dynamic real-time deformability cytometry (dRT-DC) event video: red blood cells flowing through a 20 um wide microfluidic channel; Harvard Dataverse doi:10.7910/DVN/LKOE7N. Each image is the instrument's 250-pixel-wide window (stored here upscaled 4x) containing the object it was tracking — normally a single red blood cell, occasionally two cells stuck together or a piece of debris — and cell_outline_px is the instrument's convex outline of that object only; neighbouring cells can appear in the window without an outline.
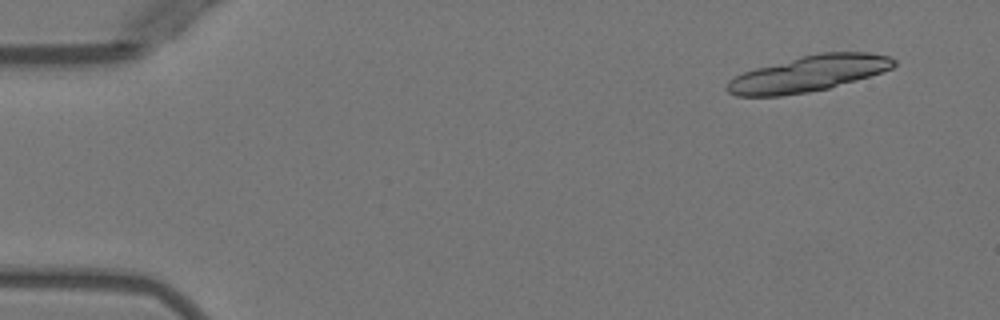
{"species": "Egyptian fruit bat (a non-hibernating species)", "species_latin": "Rousettus aegyptiacus", "temperature_condition": "warm", "stored_images_in_passage": 5, "camera_frame_rate_fps": 3000, "um_per_image_px": 0.085, "animal": {"sex": "female"}, "frame": {"image": 1, "passage_image": 1, "time_ms": 0.0, "image_size_px": [1000, 320], "cell_outline_px": [[896, 64], [892, 68], [856, 80], [828, 88], [808, 92], [780, 96], [736, 96], [728, 92], [724, 88], [728, 80], [744, 72], [756, 68], [800, 56], [820, 52], [868, 52], [888, 56], [896, 60]], "centroid_in_image_um": [68.69, 6.26], "position_along_channel_um": 16.3, "area_um2": 34.74}}
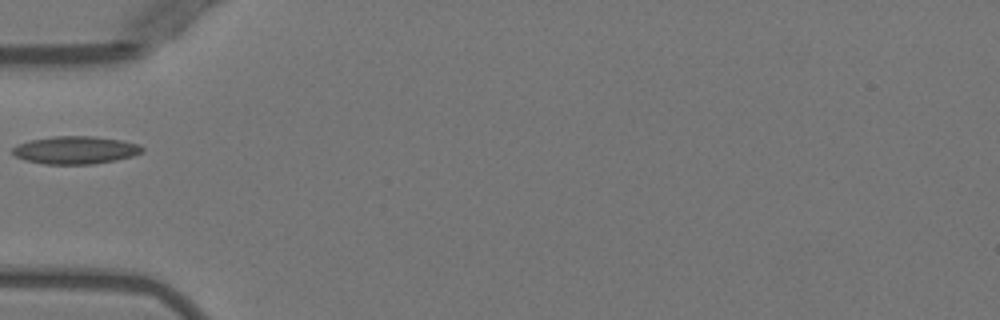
{"frame": {"image": 2, "passage_image": 5, "time_ms": 4.667, "image_size_px": [1000, 320], "cell_outline_px": [[144, 152], [132, 156], [116, 160], [92, 164], [44, 164], [24, 160], [16, 156], [12, 152], [12, 148], [16, 144], [28, 140], [52, 136], [92, 136], [120, 140], [140, 144], [144, 148]], "centroid_in_image_um": [6.4, 12.75], "position_along_channel_um": 78.6, "area_um2": 21.15}}